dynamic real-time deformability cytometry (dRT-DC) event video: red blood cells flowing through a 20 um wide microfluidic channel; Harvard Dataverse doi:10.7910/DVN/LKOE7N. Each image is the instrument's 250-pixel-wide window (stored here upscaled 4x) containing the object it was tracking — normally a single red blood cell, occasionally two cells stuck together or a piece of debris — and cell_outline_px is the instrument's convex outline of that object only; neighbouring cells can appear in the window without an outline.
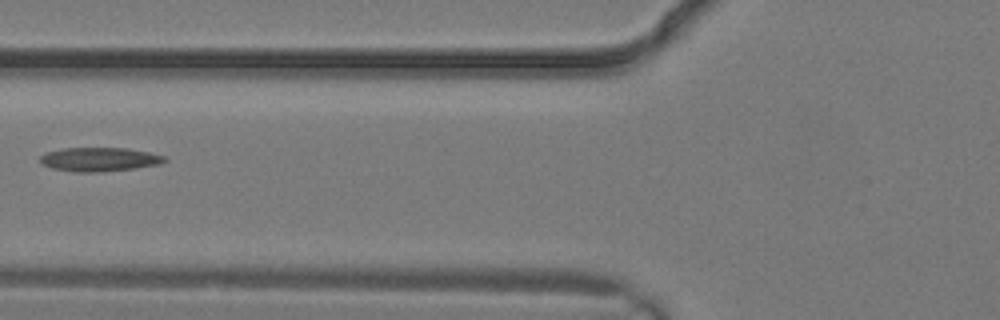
{"species": "common noctule bat (a hibernating species)", "species_latin": "Nyctalus noctula", "temperature_condition": "warm", "stored_images_in_passage": 3, "camera_frame_rate_fps": 3000, "um_per_image_px": 0.085, "animal": {"sex": "male", "body_mass_g": 19.2, "forearm_length_mm": 51.8}, "frame": {"image": 1, "passage_image": 3, "time_ms": 0.667, "image_size_px": [1000, 320], "cell_outline_px": [[168, 160], [160, 164], [136, 168], [100, 172], [72, 172], [52, 168], [44, 164], [40, 160], [40, 156], [48, 152], [64, 148], [124, 148], [148, 152], [164, 156]], "centroid_in_image_um": [8.46, 13.55], "position_along_channel_um": 117.3, "area_um2": 17.22}}